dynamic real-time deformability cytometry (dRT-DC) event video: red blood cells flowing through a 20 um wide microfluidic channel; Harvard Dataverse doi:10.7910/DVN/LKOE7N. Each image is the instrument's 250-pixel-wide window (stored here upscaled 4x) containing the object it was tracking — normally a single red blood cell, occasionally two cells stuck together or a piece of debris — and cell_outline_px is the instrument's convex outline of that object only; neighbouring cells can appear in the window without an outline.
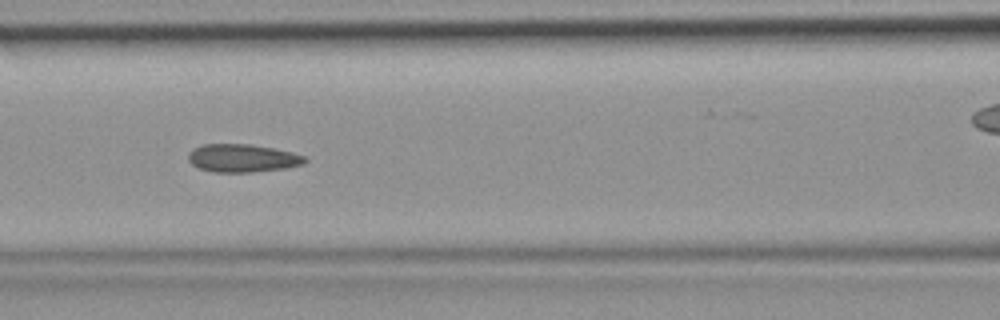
{"species": "common noctule bat (a hibernating species)", "species_latin": "Nyctalus noctula", "temperature_condition": "room temperature", "stored_images_in_passage": 45, "camera_frame_rate_fps": 3000, "um_per_image_px": 0.085, "animal": {"sex": "female", "body_mass_g": 19.9}, "frame": {"image": 1, "passage_image": 19, "time_ms": 6.0, "image_size_px": [1000, 320], "cell_outline_px": [[304, 160], [292, 164], [268, 168], [204, 168], [196, 164], [192, 160], [192, 152], [200, 148], [212, 144], [228, 144], [264, 148], [284, 152], [296, 156]], "centroid_in_image_um": [20.49, 13.36], "position_along_channel_um": 146.1, "area_um2": 14.68}}